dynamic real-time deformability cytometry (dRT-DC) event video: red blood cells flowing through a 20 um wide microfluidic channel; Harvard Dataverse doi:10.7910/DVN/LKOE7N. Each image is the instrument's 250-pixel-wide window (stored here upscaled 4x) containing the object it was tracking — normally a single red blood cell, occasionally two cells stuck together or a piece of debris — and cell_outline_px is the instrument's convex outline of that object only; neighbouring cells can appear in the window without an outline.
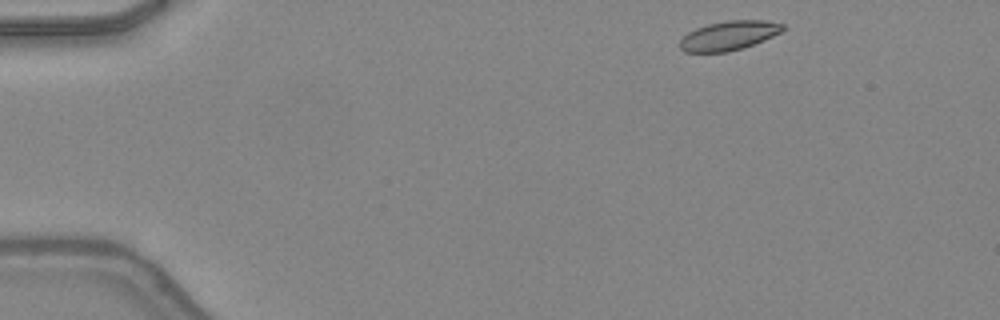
{"species": "common noctule bat (a hibernating species)", "species_latin": "Nyctalus noctula", "temperature_condition": "warm", "stored_images_in_passage": 42, "camera_frame_rate_fps": 3000, "um_per_image_px": 0.085, "animal": {"sex": "female", "body_mass_g": 24.6, "forearm_length_mm": 56.2}, "frame": {"image": 1, "passage_image": 1, "time_ms": 0.0, "image_size_px": [1000, 320], "cell_outline_px": [[784, 28], [780, 32], [764, 40], [744, 48], [728, 52], [684, 52], [680, 48], [680, 40], [688, 32], [696, 28], [708, 24], [728, 20], [764, 20], [784, 24]], "centroid_in_image_um": [61.94, 3.03], "position_along_channel_um": 23.1, "area_um2": 17.51}}
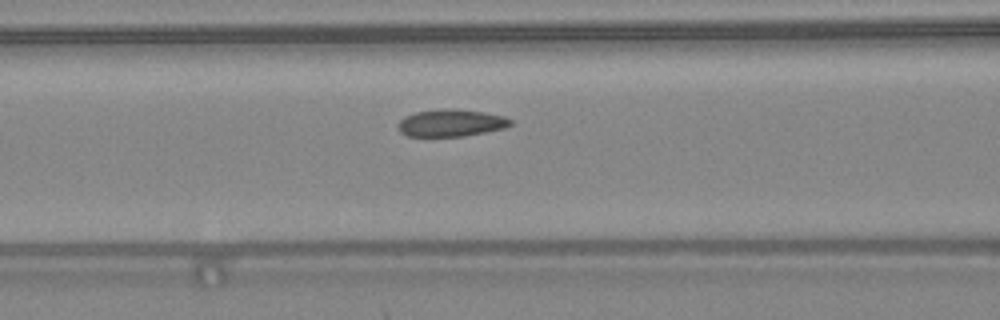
{"frame": {"image": 2, "passage_image": 15, "time_ms": 4.667, "image_size_px": [1000, 320], "cell_outline_px": [[512, 124], [504, 128], [464, 136], [408, 136], [400, 132], [400, 120], [404, 116], [416, 112], [448, 108], [452, 108], [484, 112], [504, 116], [512, 120]], "centroid_in_image_um": [38.36, 10.44], "position_along_channel_um": 128.2, "area_um2": 17.63}}
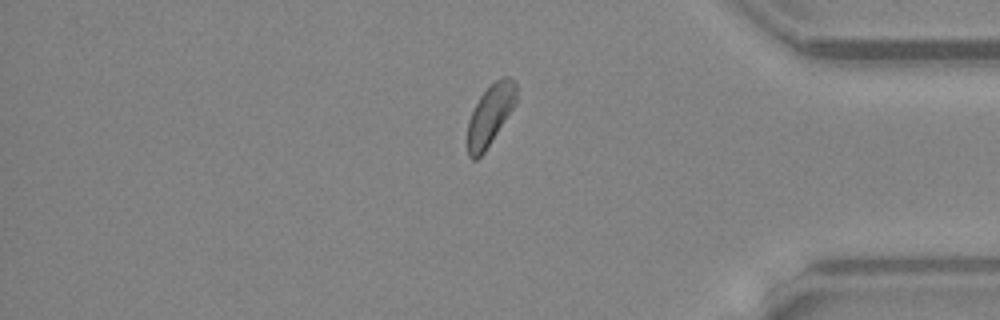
{"frame": {"image": 3, "passage_image": 35, "time_ms": 11.333, "image_size_px": [1000, 320], "cell_outline_px": [[516, 100], [512, 108], [484, 152], [476, 160], [472, 160], [468, 156], [468, 120], [480, 96], [496, 80], [504, 76], [508, 76], [516, 80]], "centroid_in_image_um": [41.66, 9.76], "position_along_channel_um": 393.5, "area_um2": 16.76}, "authors_computed_cell_mechanics": {"area_um2": 17.7446, "velocity_mm_per_s": 4.3268, "shape_relaxation_time_tau1_ms": 4.5357, "shape_relaxation_time_tau2_ms": 5.3874, "deformation_change_tau1": 0.1099, "deformation_change_tau2": 0.1102}}